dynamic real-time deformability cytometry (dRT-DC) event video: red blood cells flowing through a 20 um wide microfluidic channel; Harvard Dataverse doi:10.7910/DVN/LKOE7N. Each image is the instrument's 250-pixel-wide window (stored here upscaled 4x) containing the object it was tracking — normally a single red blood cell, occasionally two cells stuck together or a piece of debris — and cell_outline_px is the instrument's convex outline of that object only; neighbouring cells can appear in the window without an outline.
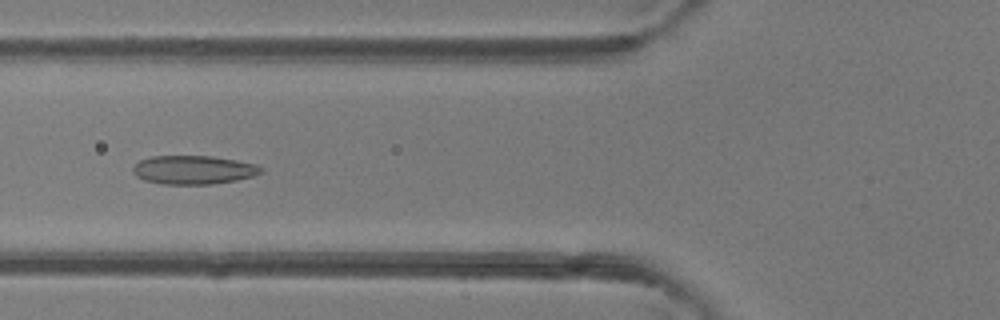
{"species": "common noctule bat (a hibernating species)", "species_latin": "Nyctalus noctula", "temperature_condition": "room temperature", "stored_images_in_passage": 37, "camera_frame_rate_fps": 3000, "um_per_image_px": 0.085, "animal": {"sex": "female"}, "frame": {"image": 1, "passage_image": 14, "time_ms": 4.333, "image_size_px": [1000, 320], "cell_outline_px": [[264, 172], [252, 176], [236, 180], [212, 184], [164, 184], [144, 180], [136, 176], [132, 172], [132, 168], [140, 160], [152, 156], [212, 156], [236, 160], [256, 164], [264, 168]], "centroid_in_image_um": [16.46, 14.43], "position_along_channel_um": 109.3, "area_um2": 21.44}}
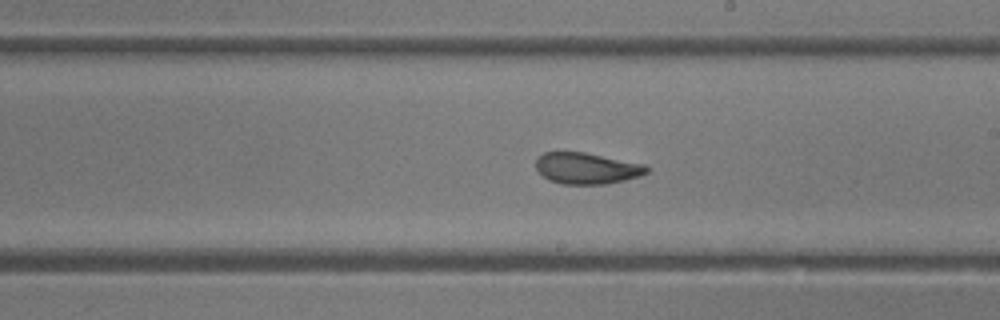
{"frame": {"image": 2, "passage_image": 23, "time_ms": 7.333, "image_size_px": [1000, 320], "cell_outline_px": [[648, 172], [640, 176], [608, 184], [560, 184], [548, 180], [536, 168], [536, 156], [544, 152], [584, 152], [644, 164], [648, 168]], "centroid_in_image_um": [49.85, 14.31], "position_along_channel_um": 239.2, "area_um2": 20.23}}
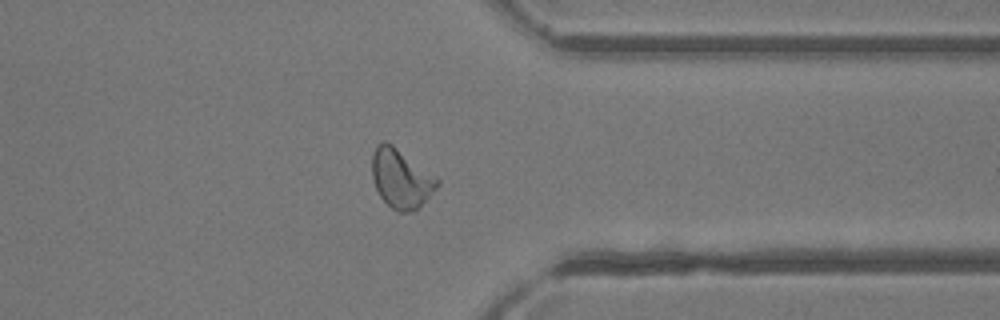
{"frame": {"image": 3, "passage_image": 33, "time_ms": 10.667, "image_size_px": [1000, 320], "cell_outline_px": [[440, 184], [420, 208], [408, 212], [400, 212], [392, 208], [380, 196], [376, 188], [372, 176], [372, 152], [376, 144], [384, 140], [392, 144], [436, 176], [440, 180]], "centroid_in_image_um": [34.1, 15.17], "position_along_channel_um": 377.3, "area_um2": 22.54}, "authors_computed_cell_mechanics": {"area_um2": 21.4438, "velocity_mm_per_s": 4.318, "shape_relaxation_time_tau1_ms": 4.3543, "shape_relaxation_time_tau2_ms": 1.1345, "deformation_change_tau1": 0.1306, "deformation_change_tau2": 0.0743}}